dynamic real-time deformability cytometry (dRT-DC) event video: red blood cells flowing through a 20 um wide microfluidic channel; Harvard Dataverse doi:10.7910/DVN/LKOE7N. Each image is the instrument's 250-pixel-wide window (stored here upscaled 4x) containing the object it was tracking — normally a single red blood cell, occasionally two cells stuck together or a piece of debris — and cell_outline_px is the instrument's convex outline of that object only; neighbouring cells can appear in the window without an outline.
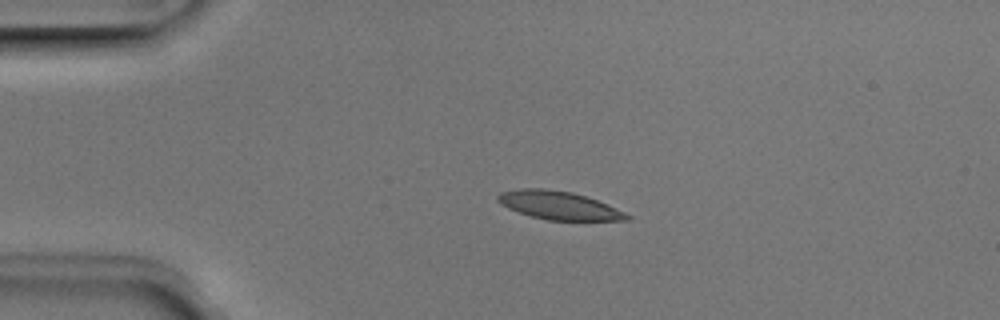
{"species": "Egyptian fruit bat (a non-hibernating species)", "species_latin": "Rousettus aegyptiacus", "temperature_condition": "room temperature", "stored_images_in_passage": 29, "camera_frame_rate_fps": 3000, "um_per_image_px": 0.085, "animal": {"sex": "male"}, "frame": {"image": 1, "passage_image": 1, "time_ms": 0.0, "image_size_px": [1000, 320], "cell_outline_px": [[632, 220], [548, 220], [532, 216], [508, 208], [500, 204], [496, 200], [496, 196], [500, 192], [520, 188], [540, 188], [572, 192], [596, 200], [616, 208], [632, 216]], "centroid_in_image_um": [47.48, 17.45], "position_along_channel_um": 37.5, "area_um2": 21.1}}
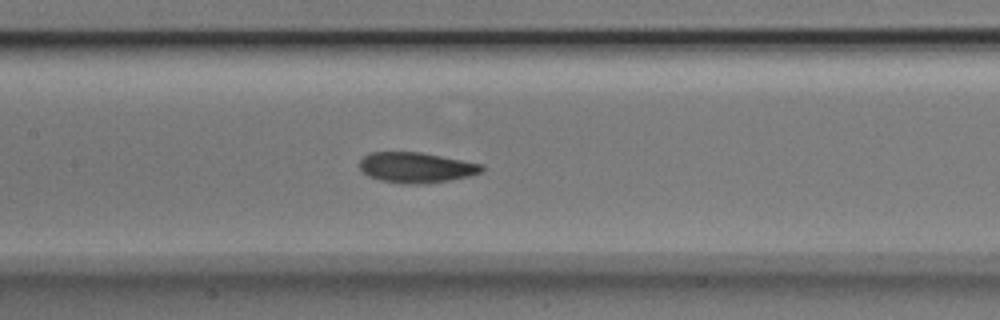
{"frame": {"image": 2, "passage_image": 14, "time_ms": 4.333, "image_size_px": [1000, 320], "cell_outline_px": [[484, 172], [468, 176], [428, 184], [404, 184], [380, 180], [368, 176], [360, 168], [360, 160], [368, 152], [420, 152], [484, 164]], "centroid_in_image_um": [35.39, 14.24], "position_along_channel_um": 172.0, "area_um2": 21.79}}
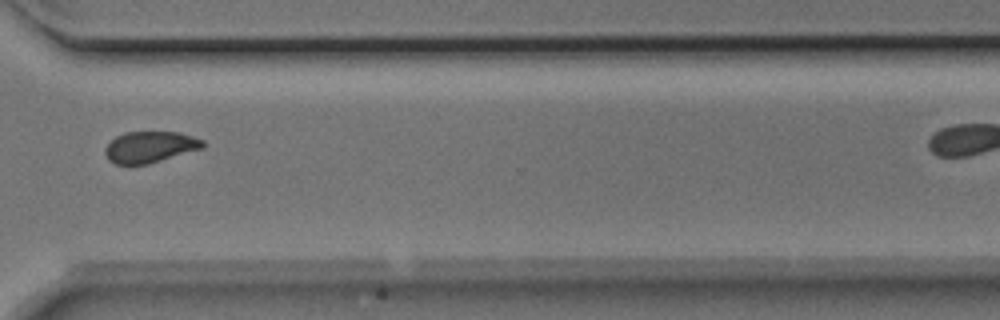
{"frame": {"image": 3, "passage_image": 25, "time_ms": 8.0, "image_size_px": [1000, 320], "cell_outline_px": [[204, 148], [148, 164], [116, 164], [108, 160], [104, 152], [104, 148], [116, 136], [124, 132], [180, 132], [204, 140]], "centroid_in_image_um": [12.75, 12.49], "position_along_channel_um": 357.8, "area_um2": 17.86}}